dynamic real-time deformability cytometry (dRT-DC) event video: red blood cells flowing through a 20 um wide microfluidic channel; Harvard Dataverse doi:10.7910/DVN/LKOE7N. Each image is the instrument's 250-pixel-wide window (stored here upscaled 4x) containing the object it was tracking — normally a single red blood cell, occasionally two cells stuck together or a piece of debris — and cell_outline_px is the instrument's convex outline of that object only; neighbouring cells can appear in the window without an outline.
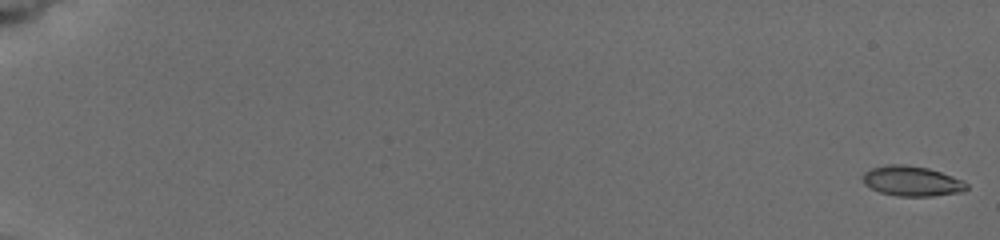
{"species": "common noctule bat (a hibernating species)", "species_latin": "Nyctalus noctula", "temperature_condition": "cold", "stored_images_in_passage": 11, "camera_frame_rate_fps": 3000, "um_per_image_px": 0.085, "animal": {"sex": "female", "body_mass_g": 19.5, "forearm_length_mm": 54.1}, "frame": {"image": 1, "passage_image": 1, "time_ms": 0.0, "image_size_px": [1000, 240], "cell_outline_px": [[968, 188], [964, 192], [932, 196], [896, 196], [880, 192], [864, 184], [860, 176], [864, 172], [872, 168], [884, 164], [904, 164], [928, 168], [952, 176], [968, 184]], "centroid_in_image_um": [77.48, 15.39], "position_along_channel_um": 7.5, "area_um2": 18.32}}
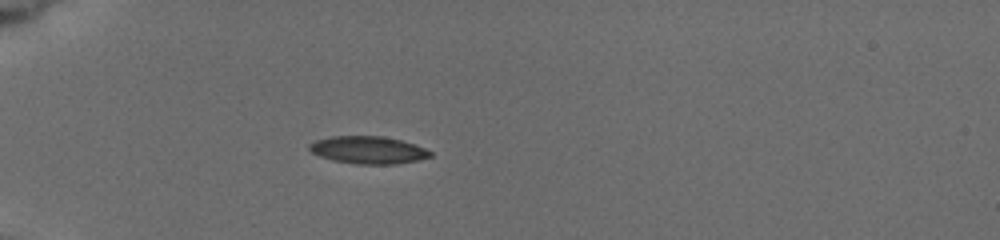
{"frame": {"image": 2, "passage_image": 7, "time_ms": 6.0, "image_size_px": [1000, 240], "cell_outline_px": [[432, 156], [420, 160], [396, 164], [356, 164], [332, 160], [320, 156], [312, 152], [308, 148], [308, 144], [316, 140], [328, 136], [384, 136], [400, 140], [424, 148], [432, 152]], "centroid_in_image_um": [31.28, 12.75], "position_along_channel_um": 53.7, "area_um2": 19.42}}
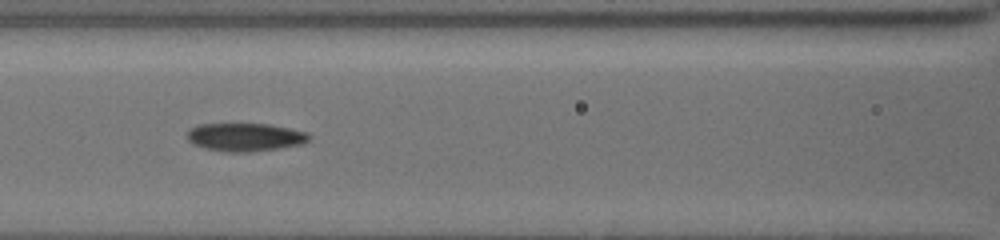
{"frame": {"image": 3, "passage_image": 10, "time_ms": 9.0, "image_size_px": [1000, 240], "cell_outline_px": [[312, 136], [304, 144], [248, 152], [228, 152], [204, 148], [192, 144], [188, 140], [188, 132], [192, 128], [200, 124], [268, 124], [308, 132]], "centroid_in_image_um": [20.86, 11.66], "position_along_channel_um": 145.7, "area_um2": 19.88}}